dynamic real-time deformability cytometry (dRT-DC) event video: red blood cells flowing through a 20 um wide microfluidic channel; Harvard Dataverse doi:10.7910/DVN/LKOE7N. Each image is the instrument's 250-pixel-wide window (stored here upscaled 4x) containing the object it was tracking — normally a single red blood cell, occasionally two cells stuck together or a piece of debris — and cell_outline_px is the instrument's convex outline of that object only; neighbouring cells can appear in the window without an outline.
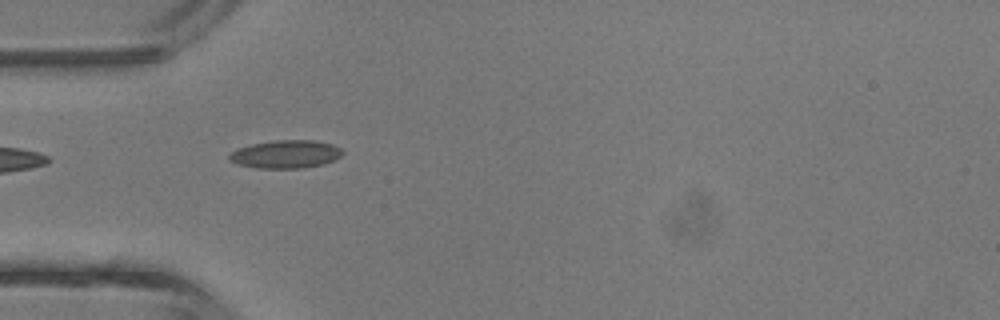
{"species": "common noctule bat (a hibernating species)", "species_latin": "Nyctalus noctula", "temperature_condition": "room temperature", "stored_images_in_passage": 4, "camera_frame_rate_fps": 3000, "um_per_image_px": 0.085, "animal": {"sex": "male", "body_mass_g": 13.3}, "frame": {"image": 1, "passage_image": 3, "time_ms": 2.333, "image_size_px": [1000, 320], "cell_outline_px": [[344, 152], [336, 160], [324, 164], [304, 168], [256, 168], [236, 164], [228, 160], [228, 156], [232, 152], [240, 148], [252, 144], [272, 140], [312, 140], [332, 144], [340, 148]], "centroid_in_image_um": [24.3, 13.11], "position_along_channel_um": 60.7, "area_um2": 18.61}}
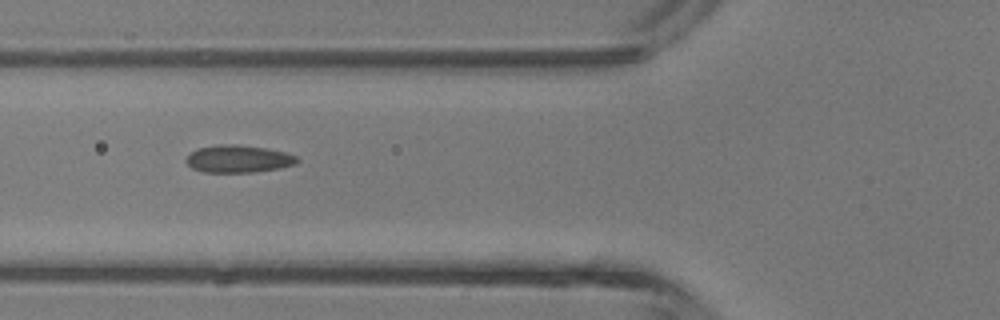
{"frame": {"image": 2, "passage_image": 4, "time_ms": 3.333, "image_size_px": [1000, 320], "cell_outline_px": [[300, 160], [296, 164], [280, 168], [252, 172], [204, 172], [192, 168], [184, 160], [196, 148], [216, 144], [236, 144], [268, 148], [284, 152], [296, 156]], "centroid_in_image_um": [20.26, 13.49], "position_along_channel_um": 105.5, "area_um2": 17.86}}